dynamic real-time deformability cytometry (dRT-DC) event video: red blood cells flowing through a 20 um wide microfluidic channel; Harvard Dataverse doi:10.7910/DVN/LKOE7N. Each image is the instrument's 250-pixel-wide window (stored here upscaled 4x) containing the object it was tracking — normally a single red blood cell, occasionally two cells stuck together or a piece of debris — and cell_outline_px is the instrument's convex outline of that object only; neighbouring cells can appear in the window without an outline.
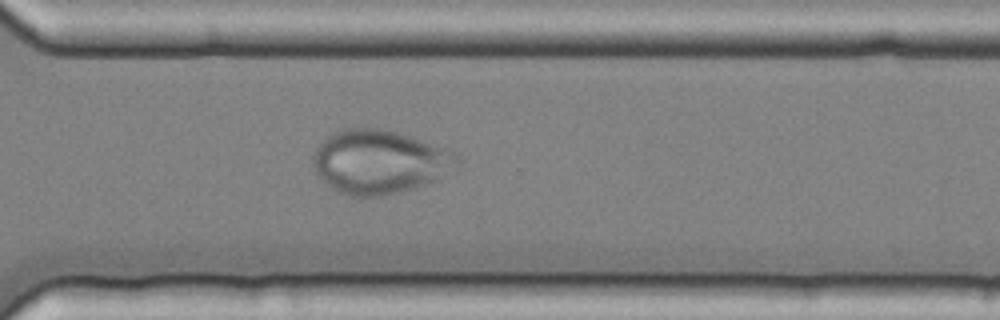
{"species": "common noctule bat (a hibernating species)", "species_latin": "Nyctalus noctula", "temperature_condition": "cold", "stored_images_in_passage": 52, "camera_frame_rate_fps": 3000, "um_per_image_px": 0.085, "animal": {"sex": "female", "body_mass_g": 25.1}, "frame": {"image": 1, "passage_image": 37, "time_ms": 12.0, "image_size_px": [1000, 320], "cell_outline_px": [[460, 164], [432, 180], [416, 188], [380, 196], [352, 196], [340, 192], [332, 188], [320, 180], [312, 164], [312, 156], [316, 148], [328, 136], [344, 128], [380, 128], [396, 132], [448, 148], [456, 152], [460, 156]], "centroid_in_image_um": [32.24, 13.75], "position_along_channel_um": 338.4, "area_um2": 53.35}}